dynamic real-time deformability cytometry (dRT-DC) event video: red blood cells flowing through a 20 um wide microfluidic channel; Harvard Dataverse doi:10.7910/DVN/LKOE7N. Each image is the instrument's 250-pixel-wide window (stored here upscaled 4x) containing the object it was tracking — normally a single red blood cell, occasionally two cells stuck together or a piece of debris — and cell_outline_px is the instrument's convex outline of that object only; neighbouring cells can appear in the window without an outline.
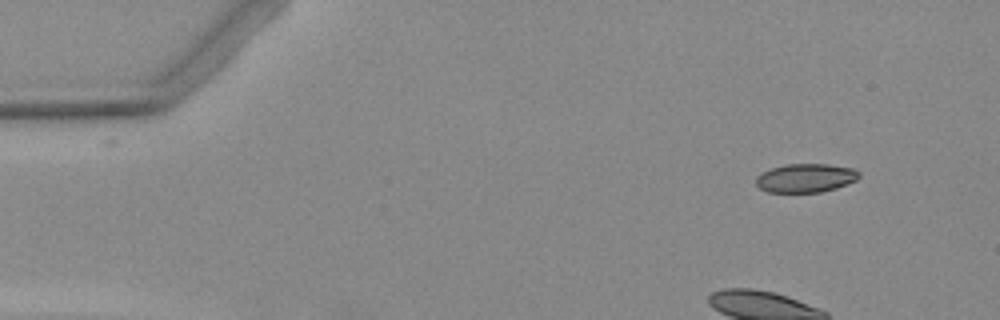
{"species": "Egyptian fruit bat (a non-hibernating species)", "species_latin": "Rousettus aegyptiacus", "temperature_condition": "warm", "stored_images_in_passage": 7, "camera_frame_rate_fps": 3000, "um_per_image_px": 0.085, "animal": {"sex": "female"}, "frame": {"image": 1, "passage_image": 2, "time_ms": 1.0, "image_size_px": [1000, 320], "cell_outline_px": [[860, 176], [856, 180], [836, 188], [820, 192], [768, 192], [760, 188], [756, 184], [756, 176], [772, 168], [784, 164], [828, 164], [856, 168], [860, 172]], "centroid_in_image_um": [68.51, 15.12], "position_along_channel_um": 16.5, "area_um2": 17.28}}
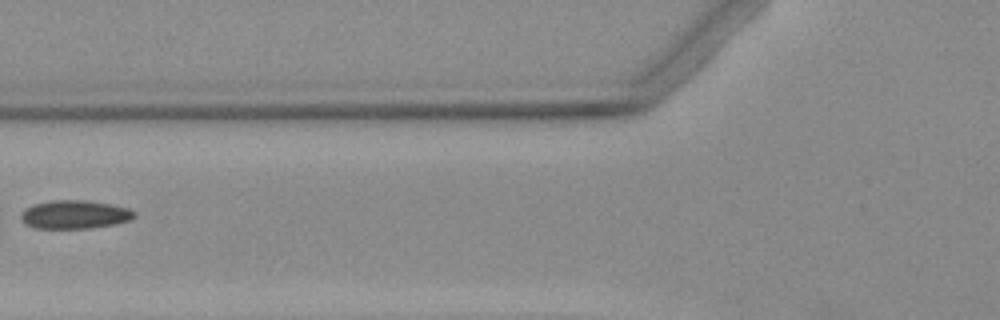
{"frame": {"image": 2, "passage_image": 6, "time_ms": 6.333, "image_size_px": [1000, 320], "cell_outline_px": [[136, 216], [128, 220], [116, 224], [88, 228], [36, 228], [24, 224], [20, 220], [20, 216], [32, 204], [52, 200], [84, 200], [112, 204], [128, 208], [136, 212]], "centroid_in_image_um": [6.35, 18.23], "position_along_channel_um": 119.4, "area_um2": 18.79}}
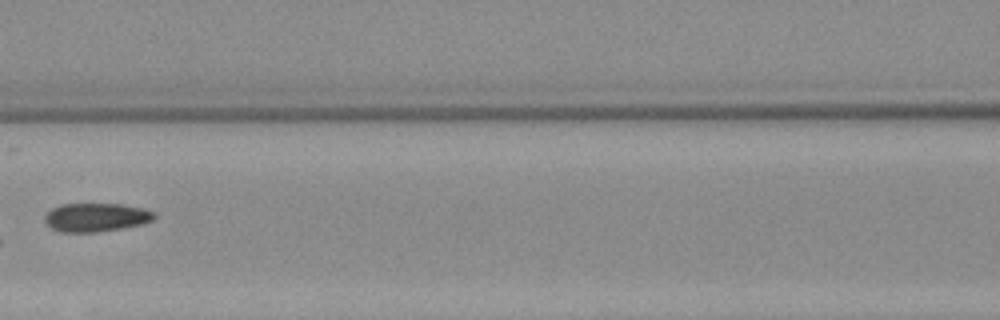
{"frame": {"image": 3, "passage_image": 7, "time_ms": 7.333, "image_size_px": [1000, 320], "cell_outline_px": [[156, 216], [152, 220], [140, 224], [120, 228], [96, 232], [60, 232], [48, 228], [44, 220], [44, 216], [52, 208], [60, 204], [120, 204], [144, 208], [156, 212]], "centroid_in_image_um": [8.12, 18.47], "position_along_channel_um": 158.5, "area_um2": 18.32}}